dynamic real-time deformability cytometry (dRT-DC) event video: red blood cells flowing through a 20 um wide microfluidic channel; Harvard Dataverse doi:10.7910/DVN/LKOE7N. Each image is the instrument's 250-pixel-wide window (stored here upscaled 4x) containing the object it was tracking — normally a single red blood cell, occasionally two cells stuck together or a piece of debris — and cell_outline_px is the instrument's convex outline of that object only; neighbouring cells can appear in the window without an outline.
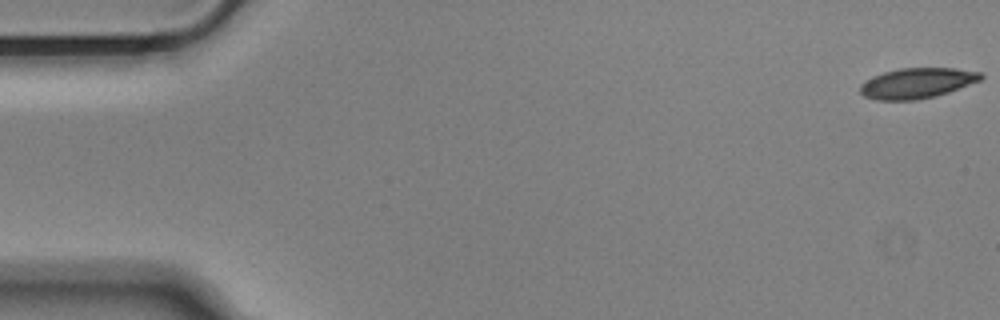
{"species": "Egyptian fruit bat (a non-hibernating species)", "species_latin": "Rousettus aegyptiacus", "temperature_condition": "cold", "stored_images_in_passage": 11, "camera_frame_rate_fps": 3000, "um_per_image_px": 0.085, "animal": {"sex": "male"}, "frame": {"image": 1, "passage_image": 1, "time_ms": 0.0, "image_size_px": [1000, 320], "cell_outline_px": [[984, 76], [980, 80], [948, 92], [916, 100], [876, 100], [864, 96], [860, 92], [860, 84], [872, 76], [884, 72], [900, 68], [952, 68], [980, 72]], "centroid_in_image_um": [77.9, 7.06], "position_along_channel_um": 7.1, "area_um2": 21.15}}